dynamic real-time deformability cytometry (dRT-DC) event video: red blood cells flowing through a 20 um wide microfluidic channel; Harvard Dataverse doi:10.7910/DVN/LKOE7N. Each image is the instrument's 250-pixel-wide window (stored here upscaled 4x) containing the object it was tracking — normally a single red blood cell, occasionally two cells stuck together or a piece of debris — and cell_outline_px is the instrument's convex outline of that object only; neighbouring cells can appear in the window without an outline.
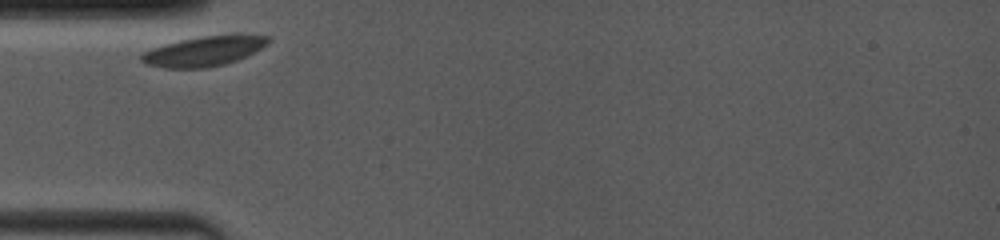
{"species": "common noctule bat (a hibernating species)", "species_latin": "Nyctalus noctula", "temperature_condition": "room temperature", "stored_images_in_passage": 33, "camera_frame_rate_fps": 4000, "um_per_image_px": 0.085, "animal": {"sex": "female", "body_mass_g": 19.0, "forearm_length_mm": 53.3}, "frame": {"image": 1, "passage_image": 1, "time_ms": 0.0, "image_size_px": [1000, 240], "cell_outline_px": [[268, 44], [236, 60], [224, 64], [208, 68], [164, 68], [148, 64], [140, 60], [140, 56], [144, 52], [152, 48], [164, 44], [180, 40], [200, 36], [268, 36]], "centroid_in_image_um": [17.24, 4.37], "position_along_channel_um": 67.8, "area_um2": 21.39}}
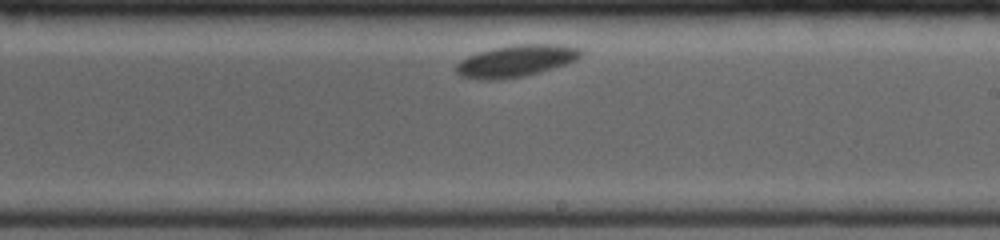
{"frame": {"image": 2, "passage_image": 19, "time_ms": 5.25, "image_size_px": [1000, 240], "cell_outline_px": [[584, 52], [576, 60], [540, 72], [524, 76], [496, 80], [476, 80], [460, 76], [456, 72], [456, 64], [460, 60], [468, 56], [492, 48], [512, 44], [556, 44], [580, 48]], "centroid_in_image_um": [43.83, 5.18], "position_along_channel_um": 245.2, "area_um2": 23.24}}
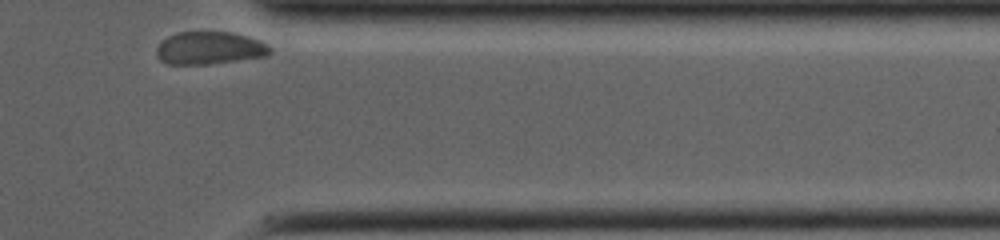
{"frame": {"image": 3, "passage_image": 33, "time_ms": 9.5, "image_size_px": [1000, 240], "cell_outline_px": [[272, 52], [268, 56], [204, 64], [168, 64], [160, 60], [156, 56], [156, 48], [160, 40], [176, 32], [232, 32], [248, 36], [260, 40], [268, 44], [272, 48]], "centroid_in_image_um": [17.81, 4.07], "position_along_channel_um": 393.6, "area_um2": 21.85}}